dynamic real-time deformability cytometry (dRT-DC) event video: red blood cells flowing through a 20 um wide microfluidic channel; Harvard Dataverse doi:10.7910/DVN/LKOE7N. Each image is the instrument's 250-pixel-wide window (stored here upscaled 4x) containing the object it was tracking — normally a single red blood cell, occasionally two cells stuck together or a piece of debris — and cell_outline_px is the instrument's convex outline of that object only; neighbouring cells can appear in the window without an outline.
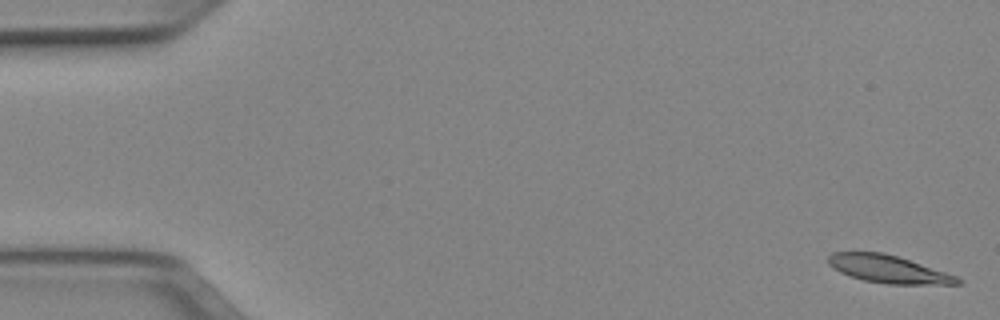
{"species": "Egyptian fruit bat (a non-hibernating species)", "species_latin": "Rousettus aegyptiacus", "temperature_condition": "cold", "stored_images_in_passage": 14, "camera_frame_rate_fps": 3000, "um_per_image_px": 0.085, "animal": {"sex": "female"}, "frame": {"image": 1, "passage_image": 1, "time_ms": 0.0, "image_size_px": [1000, 320], "cell_outline_px": [[964, 280], [960, 284], [888, 284], [864, 280], [840, 272], [832, 268], [828, 264], [828, 256], [832, 252], [884, 252], [956, 276]], "centroid_in_image_um": [75.47, 22.87], "position_along_channel_um": 9.5, "area_um2": 20.52}}
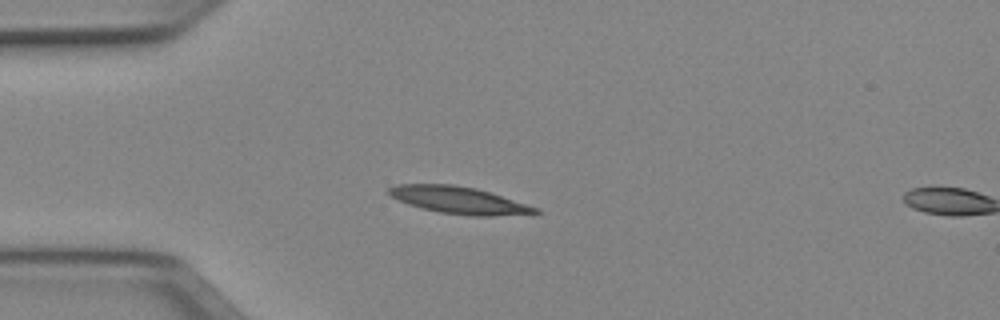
{"frame": {"image": 2, "passage_image": 13, "time_ms": 4.0, "image_size_px": [1000, 320], "cell_outline_px": [[540, 212], [492, 216], [472, 216], [440, 212], [420, 208], [408, 204], [392, 196], [388, 192], [388, 188], [396, 184], [452, 184], [476, 188], [540, 208]], "centroid_in_image_um": [38.99, 17.01], "position_along_channel_um": 46.0, "area_um2": 22.83}}